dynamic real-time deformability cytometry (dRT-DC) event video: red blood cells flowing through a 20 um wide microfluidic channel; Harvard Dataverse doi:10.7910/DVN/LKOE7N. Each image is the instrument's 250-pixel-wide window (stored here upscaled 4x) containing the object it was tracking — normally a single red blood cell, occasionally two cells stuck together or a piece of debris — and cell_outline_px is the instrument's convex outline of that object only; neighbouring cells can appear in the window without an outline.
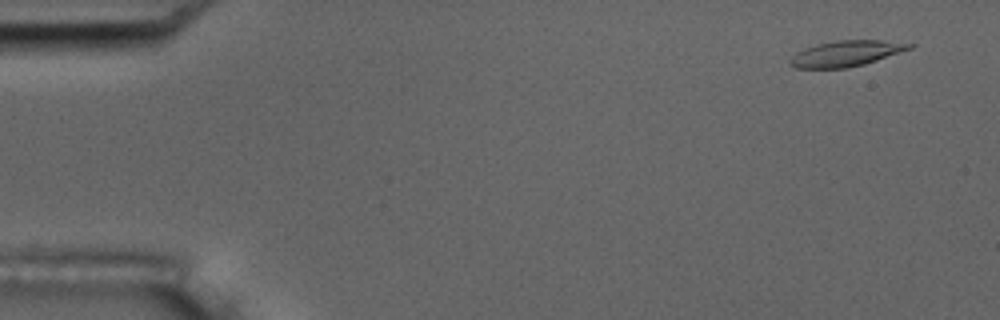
{"species": "common noctule bat (a hibernating species)", "species_latin": "Nyctalus noctula", "temperature_condition": "room temperature", "stored_images_in_passage": 6, "camera_frame_rate_fps": 3000, "um_per_image_px": 0.085, "animal": {"sex": "male", "body_mass_g": 17.5, "forearm_length_mm": 52.3}, "frame": {"image": 1, "passage_image": 1, "time_ms": 0.0, "image_size_px": [1000, 320], "cell_outline_px": [[916, 44], [912, 48], [864, 64], [848, 68], [796, 68], [788, 64], [788, 60], [796, 52], [804, 48], [816, 44], [836, 40], [880, 40]], "centroid_in_image_um": [71.87, 4.55], "position_along_channel_um": 13.1, "area_um2": 17.92}}
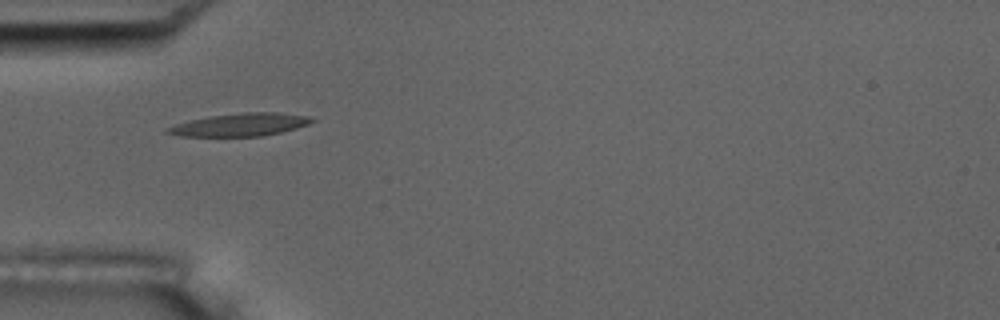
{"frame": {"image": 2, "passage_image": 5, "time_ms": 1.333, "image_size_px": [1000, 320], "cell_outline_px": [[316, 120], [308, 124], [296, 128], [280, 132], [260, 136], [180, 136], [164, 132], [164, 128], [188, 120], [212, 116], [244, 112], [280, 112], [308, 116]], "centroid_in_image_um": [20.39, 10.59], "position_along_channel_um": 64.6, "area_um2": 19.13}}